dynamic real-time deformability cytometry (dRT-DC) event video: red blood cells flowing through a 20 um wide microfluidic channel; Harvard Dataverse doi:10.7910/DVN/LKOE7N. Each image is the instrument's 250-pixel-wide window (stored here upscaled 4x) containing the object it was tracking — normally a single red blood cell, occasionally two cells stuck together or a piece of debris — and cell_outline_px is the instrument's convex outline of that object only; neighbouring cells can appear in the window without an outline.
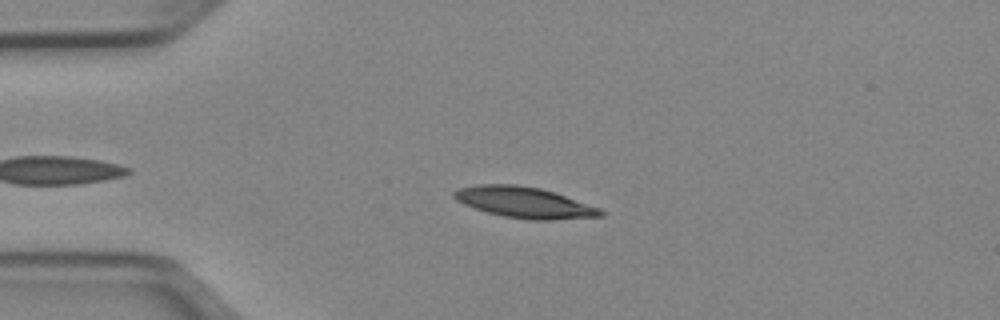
{"species": "Egyptian fruit bat (a non-hibernating species)", "species_latin": "Rousettus aegyptiacus", "temperature_condition": "cold", "stored_images_in_passage": 46, "camera_frame_rate_fps": 3000, "um_per_image_px": 0.085, "animal": {"sex": "female"}, "frame": {"image": 1, "passage_image": 11, "time_ms": 3.333, "image_size_px": [1000, 320], "cell_outline_px": [[604, 216], [548, 220], [528, 220], [504, 216], [488, 212], [464, 204], [456, 200], [452, 196], [452, 192], [456, 188], [480, 184], [516, 184], [540, 188], [600, 208], [604, 212]], "centroid_in_image_um": [44.53, 17.2], "position_along_channel_um": 40.5, "area_um2": 26.24}}
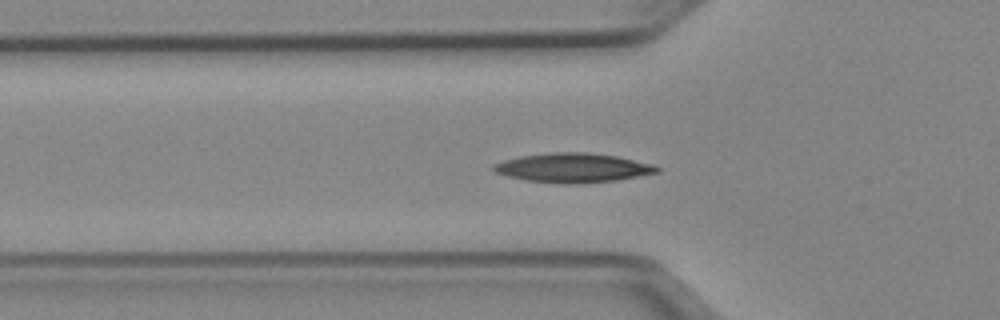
{"frame": {"image": 2, "passage_image": 16, "time_ms": 5.0, "image_size_px": [1000, 320], "cell_outline_px": [[660, 172], [616, 180], [576, 184], [564, 184], [528, 180], [508, 176], [496, 172], [492, 168], [492, 164], [504, 160], [520, 156], [552, 152], [584, 152], [616, 156], [652, 164], [660, 168]], "centroid_in_image_um": [48.7, 14.26], "position_along_channel_um": 77.1, "area_um2": 27.69}}
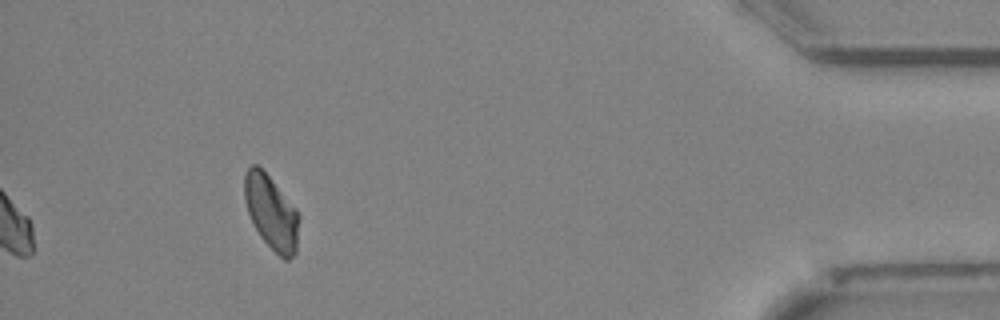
{"frame": {"image": 3, "passage_image": 46, "time_ms": 15.0, "image_size_px": [1000, 320], "cell_outline_px": [[300, 216], [296, 252], [288, 260], [284, 260], [260, 236], [248, 212], [244, 200], [244, 172], [252, 164], [256, 164], [268, 176], [296, 208]], "centroid_in_image_um": [23.06, 18.05], "position_along_channel_um": 412.1, "area_um2": 23.29}, "authors_computed_cell_mechanics": {"area_um2": 24.9118, "velocity_mm_per_s": 3.9415, "shape_relaxation_time_tau1_ms": 9.7211, "shape_relaxation_time_tau2_ms": null, "deformation_change_tau1": 0.1841, "deformation_change_tau2": null}}